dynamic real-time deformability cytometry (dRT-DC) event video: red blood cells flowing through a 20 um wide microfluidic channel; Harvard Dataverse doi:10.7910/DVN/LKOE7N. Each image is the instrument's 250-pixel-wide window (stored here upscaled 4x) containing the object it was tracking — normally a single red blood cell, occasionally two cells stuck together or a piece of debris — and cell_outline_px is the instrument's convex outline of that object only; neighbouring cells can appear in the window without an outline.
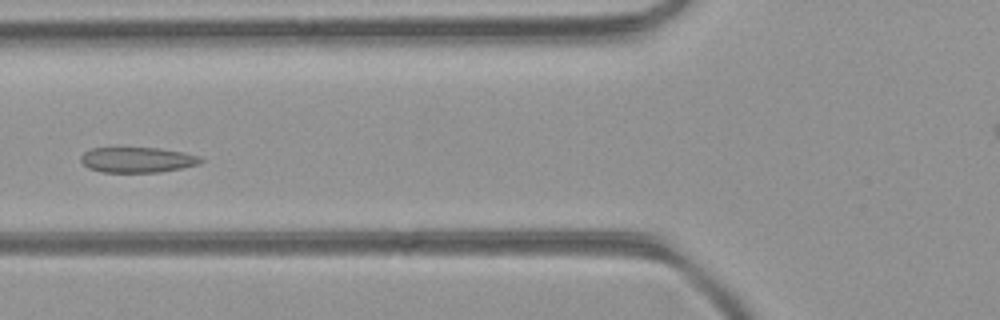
{"species": "common noctule bat (a hibernating species)", "species_latin": "Nyctalus noctula", "temperature_condition": "room temperature", "stored_images_in_passage": 6, "camera_frame_rate_fps": 3000, "um_per_image_px": 0.085, "animal": {"sex": "female", "body_mass_g": 21.9}, "frame": {"image": 1, "passage_image": 6, "time_ms": 1.667, "image_size_px": [1000, 320], "cell_outline_px": [[204, 160], [200, 164], [160, 172], [100, 172], [88, 168], [80, 160], [80, 156], [84, 152], [92, 148], [116, 144], [120, 144], [160, 148], [184, 152], [200, 156]], "centroid_in_image_um": [11.62, 13.52], "position_along_channel_um": 114.2, "area_um2": 18.84}}